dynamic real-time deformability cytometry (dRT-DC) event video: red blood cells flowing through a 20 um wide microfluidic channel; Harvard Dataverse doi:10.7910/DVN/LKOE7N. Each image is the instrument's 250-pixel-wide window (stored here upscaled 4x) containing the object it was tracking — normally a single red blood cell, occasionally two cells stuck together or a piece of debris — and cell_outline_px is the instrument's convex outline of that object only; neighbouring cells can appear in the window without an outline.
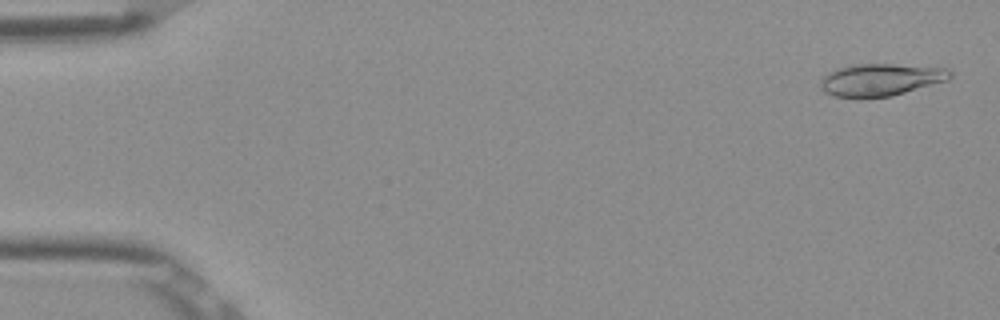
{"species": "Egyptian fruit bat (a non-hibernating species)", "species_latin": "Rousettus aegyptiacus", "temperature_condition": "room temperature", "stored_images_in_passage": 53, "segment_of_instrument_passage": [1, 2], "camera_frame_rate_fps": 3000, "um_per_image_px": 0.085, "frame": {"image": 1, "passage_image": 2, "time_ms": 0.333, "image_size_px": [1000, 320], "cell_outline_px": [[952, 76], [948, 80], [892, 96], [860, 100], [856, 100], [832, 96], [824, 92], [820, 88], [820, 80], [828, 72], [836, 68], [856, 64], [892, 64], [948, 68], [952, 72]], "centroid_in_image_um": [74.8, 6.81], "position_along_channel_um": 10.2, "area_um2": 25.09}}
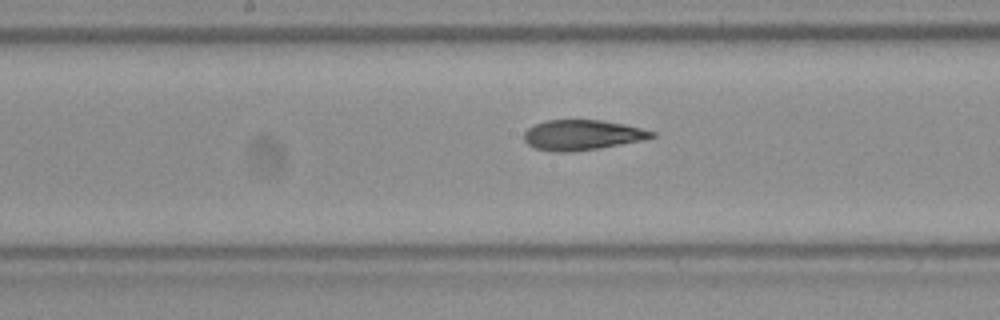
{"frame": {"image": 2, "passage_image": 27, "time_ms": 8.667, "image_size_px": [1000, 320], "cell_outline_px": [[656, 136], [644, 140], [572, 152], [552, 152], [536, 148], [528, 144], [524, 140], [524, 132], [528, 128], [544, 120], [600, 120], [624, 124], [656, 132]], "centroid_in_image_um": [49.47, 11.47], "position_along_channel_um": 198.7, "area_um2": 22.37}}
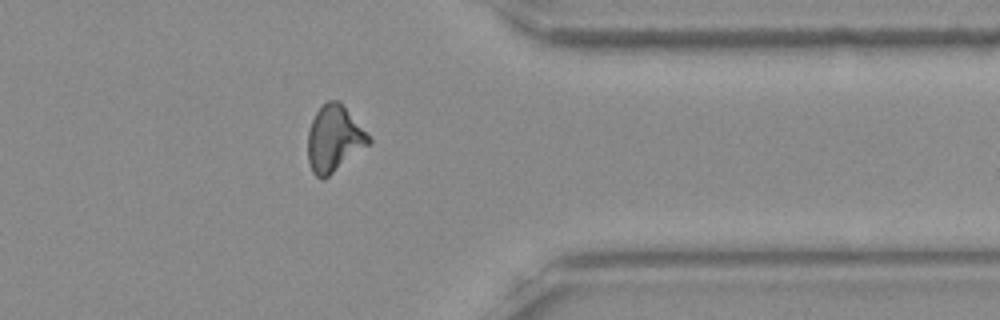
{"frame": {"image": 3, "passage_image": 42, "time_ms": 13.667, "image_size_px": [1000, 320], "cell_outline_px": [[372, 140], [368, 144], [324, 180], [320, 180], [312, 172], [308, 160], [308, 132], [312, 120], [316, 112], [328, 100], [340, 100]], "centroid_in_image_um": [28.37, 11.8], "position_along_channel_um": 383.0, "area_um2": 23.18}}